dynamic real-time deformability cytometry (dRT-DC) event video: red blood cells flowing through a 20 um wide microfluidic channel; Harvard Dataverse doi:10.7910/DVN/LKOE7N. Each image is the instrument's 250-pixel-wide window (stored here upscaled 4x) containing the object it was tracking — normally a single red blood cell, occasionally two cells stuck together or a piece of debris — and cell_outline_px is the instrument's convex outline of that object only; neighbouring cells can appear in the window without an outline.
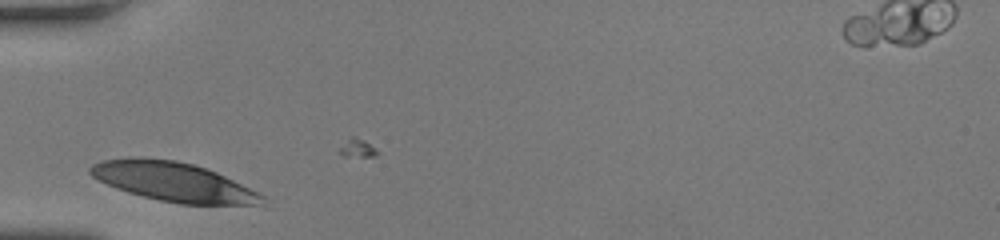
{"species": "human", "species_latin": "Homo sapiens", "temperature_condition": "room temperature", "stored_images_in_passage": 34, "camera_frame_rate_fps": 3000, "um_per_image_px": 0.085, "donor": {"sex": "female"}, "frame": {"image": 1, "passage_image": 1, "time_ms": 0.0, "image_size_px": [1000, 240], "cell_outline_px": [[264, 196], [256, 204], [180, 204], [160, 200], [128, 192], [116, 188], [92, 176], [88, 172], [88, 168], [92, 164], [100, 160], [132, 156], [140, 156], [176, 160], [192, 164], [216, 172], [260, 192]], "centroid_in_image_um": [14.65, 15.42], "position_along_channel_um": 70.3, "area_um2": 39.02}}
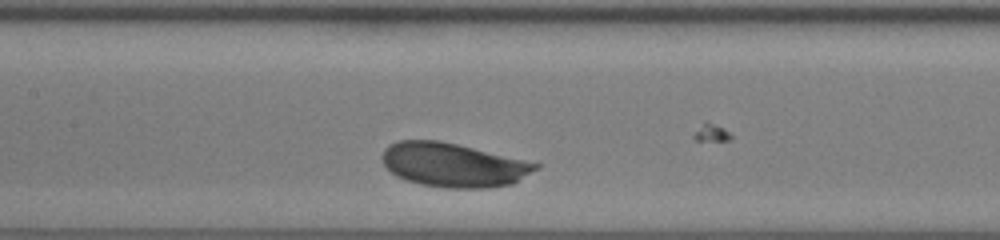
{"frame": {"image": 2, "passage_image": 9, "time_ms": 2.667, "image_size_px": [1000, 240], "cell_outline_px": [[540, 168], [512, 184], [488, 188], [444, 188], [420, 184], [396, 176], [384, 164], [380, 156], [384, 148], [388, 144], [400, 140], [440, 140], [524, 160], [540, 164]], "centroid_in_image_um": [38.51, 14.02], "position_along_channel_um": 168.9, "area_um2": 39.3}}
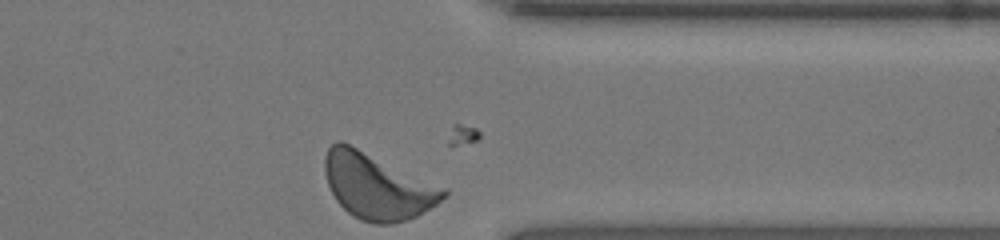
{"frame": {"image": 3, "passage_image": 26, "time_ms": 8.333, "image_size_px": [1000, 240], "cell_outline_px": [[448, 196], [436, 204], [416, 216], [408, 220], [392, 224], [376, 224], [360, 220], [352, 216], [336, 200], [328, 184], [324, 172], [324, 156], [328, 148], [336, 140], [340, 140], [448, 188]], "centroid_in_image_um": [32.08, 15.84], "position_along_channel_um": 379.3, "area_um2": 45.66}, "authors_computed_cell_mechanics": {"area_um2": 39.3618, "velocity_mm_per_s": 3.7752, "shape_relaxation_time_tau1_ms": 1.6028, "shape_relaxation_time_tau2_ms": null, "deformation_change_tau1": 0.0867, "deformation_change_tau2": null}}